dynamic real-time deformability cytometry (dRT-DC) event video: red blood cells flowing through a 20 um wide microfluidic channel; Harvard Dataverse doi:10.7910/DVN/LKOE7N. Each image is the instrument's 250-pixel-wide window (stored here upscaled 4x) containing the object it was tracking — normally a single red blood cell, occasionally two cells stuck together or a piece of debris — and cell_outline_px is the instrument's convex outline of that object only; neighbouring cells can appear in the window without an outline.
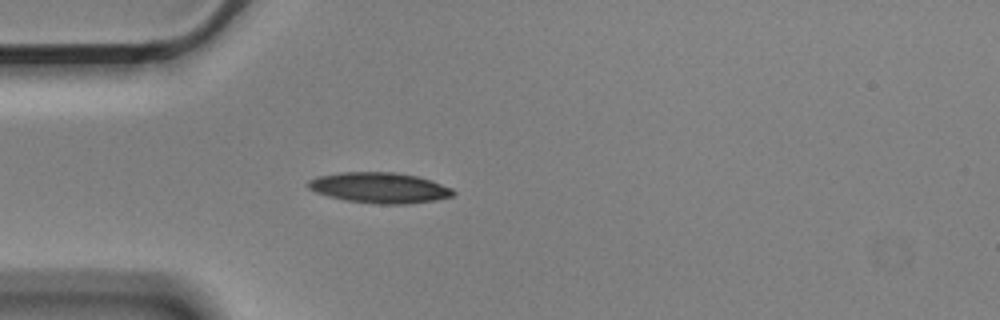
{"species": "Egyptian fruit bat (a non-hibernating species)", "species_latin": "Rousettus aegyptiacus", "temperature_condition": "cold", "stored_images_in_passage": 3, "camera_frame_rate_fps": 3000, "um_per_image_px": 0.085, "animal": {"sex": "male"}, "frame": {"image": 1, "passage_image": 3, "time_ms": 0.667, "image_size_px": [1000, 320], "cell_outline_px": [[456, 192], [452, 196], [436, 200], [408, 204], [376, 204], [344, 200], [328, 196], [316, 192], [308, 188], [308, 180], [316, 176], [340, 172], [392, 172], [416, 176], [432, 180], [452, 188]], "centroid_in_image_um": [32.25, 15.96], "position_along_channel_um": 52.7, "area_um2": 26.01}}